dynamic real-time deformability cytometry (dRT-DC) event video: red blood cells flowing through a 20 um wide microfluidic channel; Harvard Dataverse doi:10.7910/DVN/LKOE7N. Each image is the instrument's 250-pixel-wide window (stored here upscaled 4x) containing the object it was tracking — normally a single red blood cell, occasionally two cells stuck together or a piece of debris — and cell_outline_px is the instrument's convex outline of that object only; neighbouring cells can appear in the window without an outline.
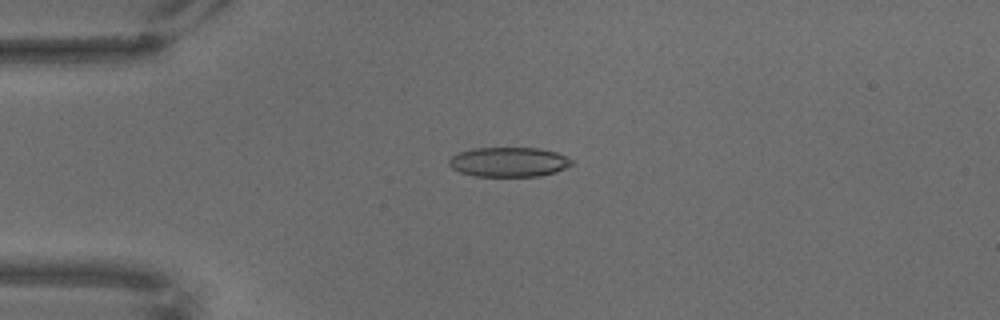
{"species": "common noctule bat (a hibernating species)", "species_latin": "Nyctalus noctula", "temperature_condition": "warm", "stored_images_in_passage": 52, "camera_frame_rate_fps": 3000, "um_per_image_px": 0.085, "animal": {"sex": "male", "body_mass_g": 18.8}, "frame": {"image": 1, "passage_image": 1, "time_ms": 0.0, "image_size_px": [1000, 320], "cell_outline_px": [[572, 164], [556, 172], [540, 176], [472, 176], [460, 172], [452, 168], [448, 164], [448, 160], [452, 156], [460, 152], [472, 148], [540, 148], [556, 152], [572, 160]], "centroid_in_image_um": [43.22, 13.77], "position_along_channel_um": 41.8, "area_um2": 21.15}}
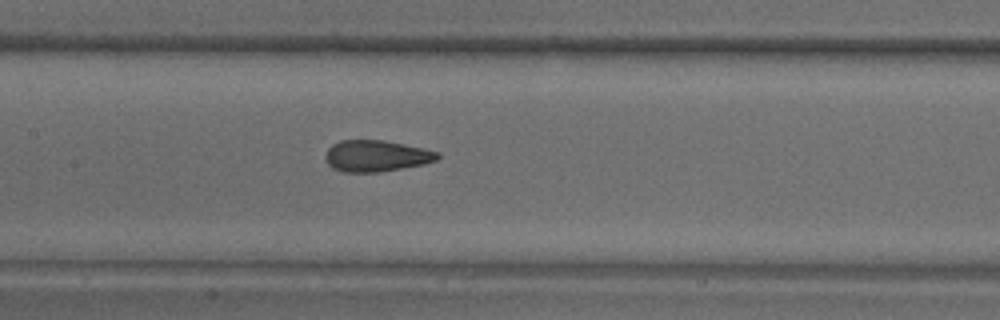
{"frame": {"image": 2, "passage_image": 17, "time_ms": 5.333, "image_size_px": [1000, 320], "cell_outline_px": [[440, 156], [436, 160], [424, 164], [380, 172], [344, 172], [332, 168], [328, 164], [324, 156], [328, 148], [332, 144], [340, 140], [384, 140], [424, 148], [440, 152]], "centroid_in_image_um": [31.97, 13.25], "position_along_channel_um": 175.4, "area_um2": 20.63}}
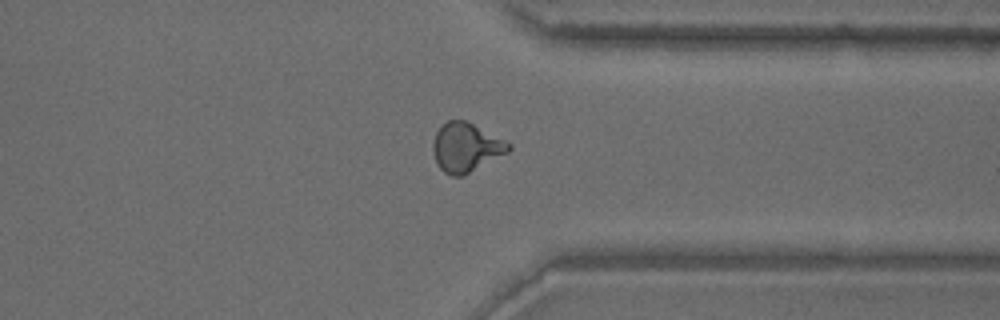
{"frame": {"image": 3, "passage_image": 37, "time_ms": 12.0, "image_size_px": [1000, 320], "cell_outline_px": [[512, 148], [508, 152], [460, 176], [452, 176], [444, 172], [436, 164], [432, 148], [432, 144], [436, 132], [448, 120], [464, 120], [512, 144]], "centroid_in_image_um": [39.58, 12.53], "position_along_channel_um": 371.8, "area_um2": 21.1}}